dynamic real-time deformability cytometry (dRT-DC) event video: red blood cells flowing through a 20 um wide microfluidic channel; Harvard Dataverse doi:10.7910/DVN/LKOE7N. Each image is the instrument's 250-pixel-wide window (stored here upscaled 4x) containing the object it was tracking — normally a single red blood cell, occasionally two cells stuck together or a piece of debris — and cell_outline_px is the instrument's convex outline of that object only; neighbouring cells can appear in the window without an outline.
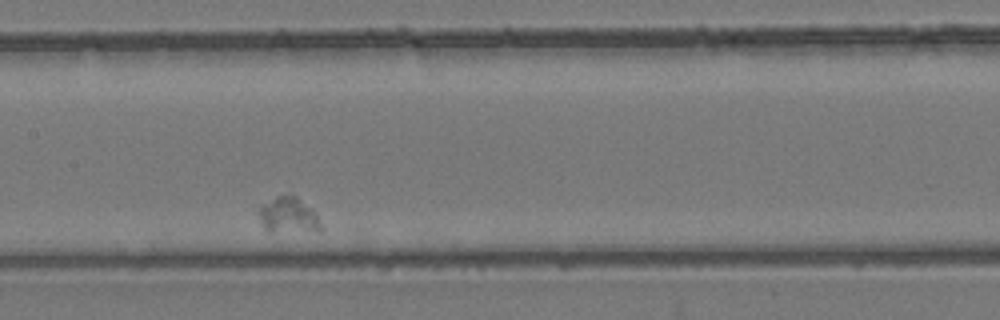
{"species": "common noctule bat (a hibernating species)", "species_latin": "Nyctalus noctula", "temperature_condition": "room temperature", "stored_images_in_passage": 5, "camera_frame_rate_fps": 3000, "um_per_image_px": 0.085, "animal": {"sex": "female", "body_mass_g": 24.6, "forearm_length_mm": 56.2}, "frame": {"image": 1, "passage_image": 4, "time_ms": 3.667, "image_size_px": [1000, 320], "cell_outline_px": [[324, 228], [320, 232], [268, 232], [264, 228], [256, 212], [260, 204], [276, 196], [296, 196], [316, 212]], "centroid_in_image_um": [24.52, 18.34], "position_along_channel_um": 182.9, "area_um2": 13.53}}
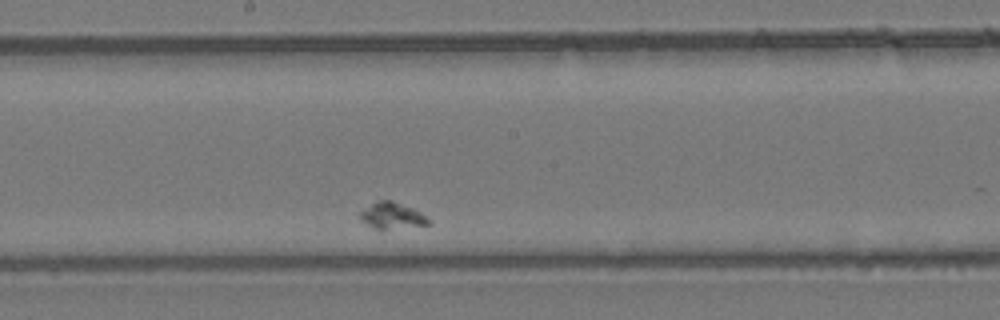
{"frame": {"image": 2, "passage_image": 5, "time_ms": 4.667, "image_size_px": [1000, 320], "cell_outline_px": [[432, 224], [380, 232], [372, 228], [360, 220], [356, 212], [380, 200], [392, 200], [412, 208], [420, 212], [432, 220]], "centroid_in_image_um": [33.3, 18.39], "position_along_channel_um": 214.9, "area_um2": 11.21}}